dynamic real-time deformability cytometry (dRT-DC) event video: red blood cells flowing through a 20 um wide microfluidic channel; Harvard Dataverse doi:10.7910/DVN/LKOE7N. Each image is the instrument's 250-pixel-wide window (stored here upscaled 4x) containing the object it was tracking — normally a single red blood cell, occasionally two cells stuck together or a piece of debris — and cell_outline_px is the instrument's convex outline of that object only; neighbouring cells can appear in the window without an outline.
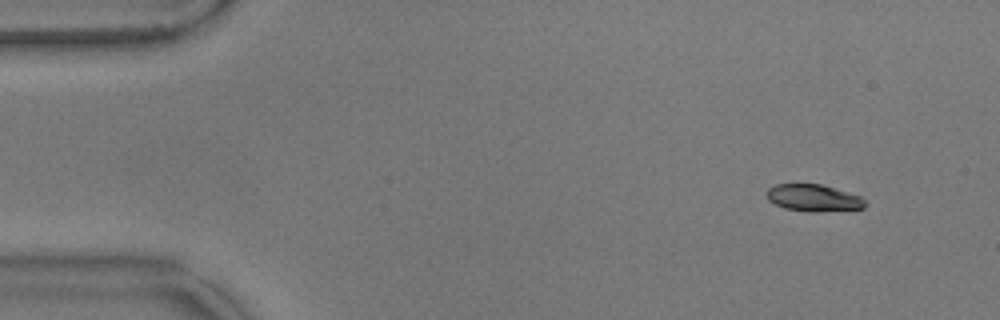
{"species": "common noctule bat (a hibernating species)", "species_latin": "Nyctalus noctula", "temperature_condition": "warm", "stored_images_in_passage": 46, "camera_frame_rate_fps": 3000, "um_per_image_px": 0.085, "animal": {"sex": "male", "body_mass_g": 17.9}, "frame": {"image": 1, "passage_image": 1, "time_ms": 0.0, "image_size_px": [1000, 320], "cell_outline_px": [[868, 204], [864, 208], [816, 212], [808, 212], [784, 208], [768, 200], [764, 192], [768, 188], [776, 184], [820, 184], [848, 192], [860, 196]], "centroid_in_image_um": [69.12, 16.82], "position_along_channel_um": 15.9, "area_um2": 15.55}}
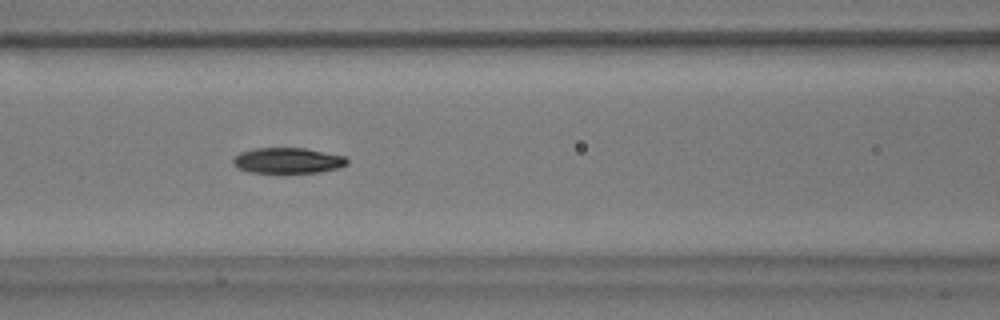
{"frame": {"image": 2, "passage_image": 20, "time_ms": 6.333, "image_size_px": [1000, 320], "cell_outline_px": [[348, 164], [340, 168], [320, 172], [248, 172], [232, 164], [232, 160], [240, 152], [252, 148], [304, 148], [344, 156], [348, 160]], "centroid_in_image_um": [24.46, 13.64], "position_along_channel_um": 142.1, "area_um2": 16.94}}
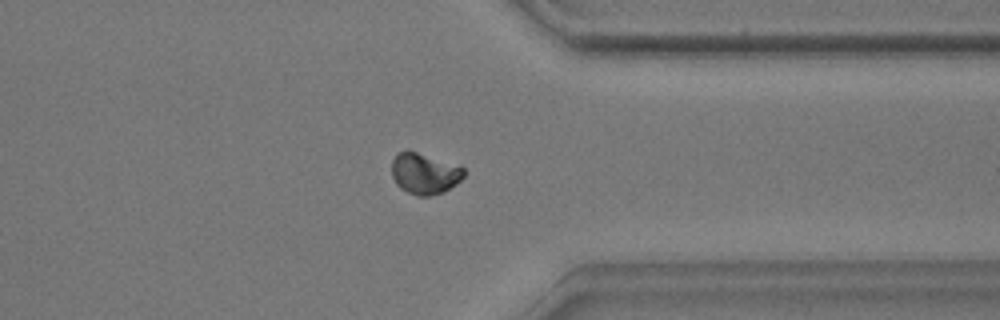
{"frame": {"image": 3, "passage_image": 40, "time_ms": 13.0, "image_size_px": [1000, 320], "cell_outline_px": [[464, 176], [456, 184], [444, 192], [428, 196], [416, 196], [400, 188], [396, 184], [392, 176], [392, 160], [396, 152], [408, 148], [464, 168]], "centroid_in_image_um": [36.04, 14.73], "position_along_channel_um": 375.4, "area_um2": 17.46}, "authors_computed_cell_mechanics": {"area_um2": 16.9354, "velocity_mm_per_s": 3.5709, "shape_relaxation_time_tau1_ms": 3.9091, "shape_relaxation_time_tau2_ms": 4.8409, "deformation_change_tau1": 0.0989, "deformation_change_tau2": 0.0595}}